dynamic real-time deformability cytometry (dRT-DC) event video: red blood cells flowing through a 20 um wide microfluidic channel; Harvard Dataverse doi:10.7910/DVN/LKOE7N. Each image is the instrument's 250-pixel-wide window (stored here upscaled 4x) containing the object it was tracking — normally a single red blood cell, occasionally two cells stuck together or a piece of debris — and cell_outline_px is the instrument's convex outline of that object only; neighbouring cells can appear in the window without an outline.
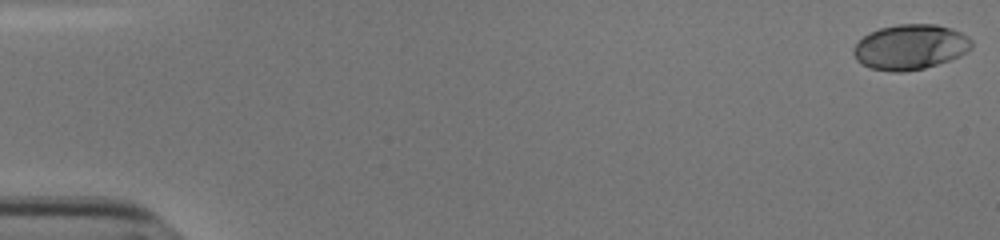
{"species": "human", "species_latin": "Homo sapiens", "temperature_condition": "cold", "stored_images_in_passage": 45, "camera_frame_rate_fps": 3000, "um_per_image_px": 0.085, "donor": {"sex": "male"}, "frame": {"image": 1, "passage_image": 1, "time_ms": 0.0, "image_size_px": [1000, 240], "cell_outline_px": [[972, 48], [960, 56], [924, 68], [904, 72], [892, 72], [868, 68], [860, 64], [856, 60], [852, 52], [852, 48], [864, 36], [880, 28], [896, 24], [936, 24], [952, 28], [968, 36], [972, 40]], "centroid_in_image_um": [77.36, 4.0], "position_along_channel_um": 7.6, "area_um2": 31.27}}
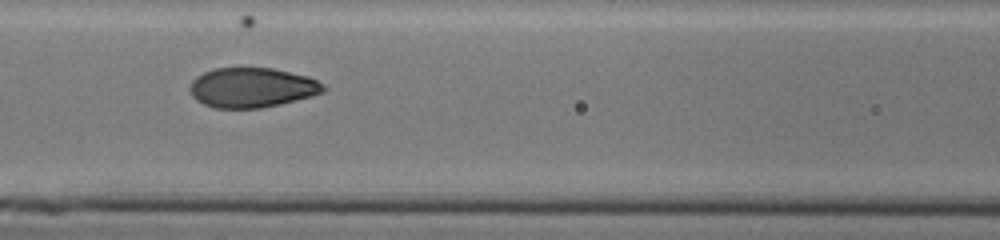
{"frame": {"image": 2, "passage_image": 25, "time_ms": 8.0, "image_size_px": [1000, 240], "cell_outline_px": [[328, 88], [324, 92], [312, 96], [280, 104], [260, 108], [216, 108], [204, 104], [196, 100], [192, 96], [188, 88], [192, 80], [196, 76], [204, 72], [216, 68], [272, 68], [308, 76], [324, 84]], "centroid_in_image_um": [21.42, 7.44], "position_along_channel_um": 145.2, "area_um2": 31.1}}
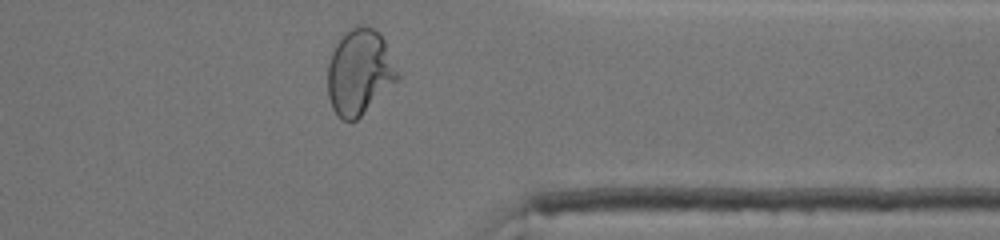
{"frame": {"image": 3, "passage_image": 44, "time_ms": 14.333, "image_size_px": [1000, 240], "cell_outline_px": [[400, 76], [356, 120], [344, 120], [332, 108], [328, 96], [328, 64], [332, 52], [336, 44], [352, 28], [360, 24], [364, 24], [376, 28], [380, 32], [384, 40]], "centroid_in_image_um": [30.55, 6.09], "position_along_channel_um": 380.9, "area_um2": 34.1}, "authors_computed_cell_mechanics": {"area_um2": 31.212, "velocity_mm_per_s": 3.8213, "shape_relaxation_time_tau1_ms": 5.3404, "shape_relaxation_time_tau2_ms": null, "deformation_change_tau1": 0.2067, "deformation_change_tau2": null}}